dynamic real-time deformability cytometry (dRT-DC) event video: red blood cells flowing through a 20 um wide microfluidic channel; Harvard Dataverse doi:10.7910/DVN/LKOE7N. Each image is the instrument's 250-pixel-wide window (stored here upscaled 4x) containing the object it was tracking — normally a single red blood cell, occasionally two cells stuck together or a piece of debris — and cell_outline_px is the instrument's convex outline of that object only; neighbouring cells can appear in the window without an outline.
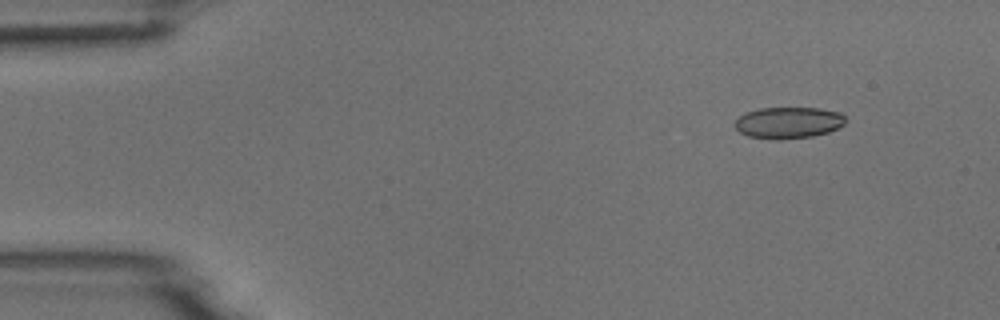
{"species": "common noctule bat (a hibernating species)", "species_latin": "Nyctalus noctula", "temperature_condition": "room temperature", "stored_images_in_passage": 5, "camera_frame_rate_fps": 3000, "um_per_image_px": 0.085, "animal": {"sex": "male", "body_mass_g": 18.8}, "frame": {"image": 1, "passage_image": 2, "time_ms": 0.333, "image_size_px": [1000, 320], "cell_outline_px": [[844, 124], [828, 132], [812, 136], [780, 140], [776, 140], [748, 136], [740, 132], [732, 124], [744, 112], [760, 108], [820, 108], [840, 112], [844, 116]], "centroid_in_image_um": [66.97, 10.42], "position_along_channel_um": 18.0, "area_um2": 20.35}}
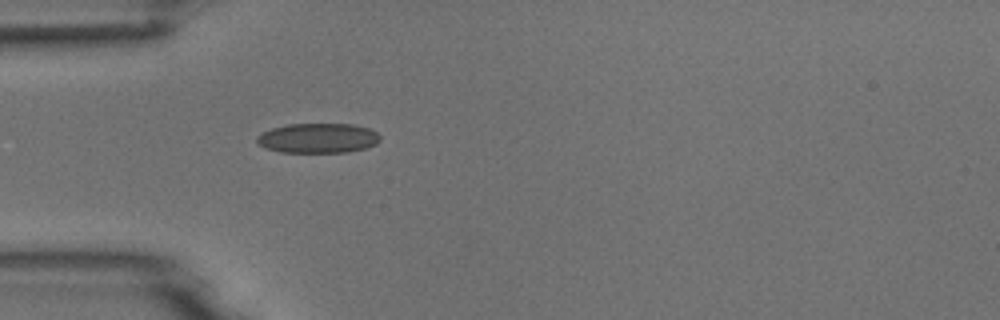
{"frame": {"image": 2, "passage_image": 5, "time_ms": 1.333, "image_size_px": [1000, 320], "cell_outline_px": [[380, 140], [376, 144], [364, 148], [348, 152], [280, 152], [264, 148], [256, 140], [256, 136], [272, 128], [288, 124], [352, 124], [368, 128], [376, 132], [380, 136]], "centroid_in_image_um": [27.02, 11.74], "position_along_channel_um": 58.0, "area_um2": 21.33}}